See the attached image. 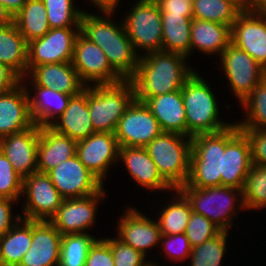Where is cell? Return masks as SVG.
Here are the masks:
<instances>
[{"instance_id":"60d3db41","label":"cell","mask_w":266,"mask_h":266,"mask_svg":"<svg viewBox=\"0 0 266 266\" xmlns=\"http://www.w3.org/2000/svg\"><path fill=\"white\" fill-rule=\"evenodd\" d=\"M23 179L15 172L7 157L0 151V197L20 199Z\"/></svg>"},{"instance_id":"c3c4849f","label":"cell","mask_w":266,"mask_h":266,"mask_svg":"<svg viewBox=\"0 0 266 266\" xmlns=\"http://www.w3.org/2000/svg\"><path fill=\"white\" fill-rule=\"evenodd\" d=\"M22 79L8 66L0 62V94L6 93L21 84Z\"/></svg>"},{"instance_id":"f35d334b","label":"cell","mask_w":266,"mask_h":266,"mask_svg":"<svg viewBox=\"0 0 266 266\" xmlns=\"http://www.w3.org/2000/svg\"><path fill=\"white\" fill-rule=\"evenodd\" d=\"M50 29L75 27L80 30V19L83 11L76 9L73 0H42Z\"/></svg>"},{"instance_id":"ba28073f","label":"cell","mask_w":266,"mask_h":266,"mask_svg":"<svg viewBox=\"0 0 266 266\" xmlns=\"http://www.w3.org/2000/svg\"><path fill=\"white\" fill-rule=\"evenodd\" d=\"M123 21L135 53L162 51V17L156 0H138Z\"/></svg>"},{"instance_id":"1f68e13d","label":"cell","mask_w":266,"mask_h":266,"mask_svg":"<svg viewBox=\"0 0 266 266\" xmlns=\"http://www.w3.org/2000/svg\"><path fill=\"white\" fill-rule=\"evenodd\" d=\"M162 51L188 57L193 16L161 14Z\"/></svg>"},{"instance_id":"d6a6232c","label":"cell","mask_w":266,"mask_h":266,"mask_svg":"<svg viewBox=\"0 0 266 266\" xmlns=\"http://www.w3.org/2000/svg\"><path fill=\"white\" fill-rule=\"evenodd\" d=\"M14 23L27 43L43 37L50 30L42 0H28L14 16Z\"/></svg>"},{"instance_id":"7dc6e473","label":"cell","mask_w":266,"mask_h":266,"mask_svg":"<svg viewBox=\"0 0 266 266\" xmlns=\"http://www.w3.org/2000/svg\"><path fill=\"white\" fill-rule=\"evenodd\" d=\"M161 14L193 16L192 2L187 0H156Z\"/></svg>"},{"instance_id":"9c48e42d","label":"cell","mask_w":266,"mask_h":266,"mask_svg":"<svg viewBox=\"0 0 266 266\" xmlns=\"http://www.w3.org/2000/svg\"><path fill=\"white\" fill-rule=\"evenodd\" d=\"M224 72L237 99L242 102L266 77V70L232 42L220 56Z\"/></svg>"},{"instance_id":"9a60e30c","label":"cell","mask_w":266,"mask_h":266,"mask_svg":"<svg viewBox=\"0 0 266 266\" xmlns=\"http://www.w3.org/2000/svg\"><path fill=\"white\" fill-rule=\"evenodd\" d=\"M231 42L266 70V14L242 10L231 26Z\"/></svg>"},{"instance_id":"f6af8a7d","label":"cell","mask_w":266,"mask_h":266,"mask_svg":"<svg viewBox=\"0 0 266 266\" xmlns=\"http://www.w3.org/2000/svg\"><path fill=\"white\" fill-rule=\"evenodd\" d=\"M239 129L250 142L252 164L266 166V130Z\"/></svg>"},{"instance_id":"5bb4252c","label":"cell","mask_w":266,"mask_h":266,"mask_svg":"<svg viewBox=\"0 0 266 266\" xmlns=\"http://www.w3.org/2000/svg\"><path fill=\"white\" fill-rule=\"evenodd\" d=\"M64 199L81 198L99 192L103 183L90 172L77 155L47 172Z\"/></svg>"},{"instance_id":"b9f144b4","label":"cell","mask_w":266,"mask_h":266,"mask_svg":"<svg viewBox=\"0 0 266 266\" xmlns=\"http://www.w3.org/2000/svg\"><path fill=\"white\" fill-rule=\"evenodd\" d=\"M220 231L221 230L205 216L192 211L185 235L193 248L213 238Z\"/></svg>"},{"instance_id":"8d00e7d4","label":"cell","mask_w":266,"mask_h":266,"mask_svg":"<svg viewBox=\"0 0 266 266\" xmlns=\"http://www.w3.org/2000/svg\"><path fill=\"white\" fill-rule=\"evenodd\" d=\"M96 240L86 232L62 235L59 266H85L89 248Z\"/></svg>"},{"instance_id":"d590c367","label":"cell","mask_w":266,"mask_h":266,"mask_svg":"<svg viewBox=\"0 0 266 266\" xmlns=\"http://www.w3.org/2000/svg\"><path fill=\"white\" fill-rule=\"evenodd\" d=\"M238 206L239 209L255 210L266 207V166L252 164L245 179Z\"/></svg>"},{"instance_id":"cb8c5ba5","label":"cell","mask_w":266,"mask_h":266,"mask_svg":"<svg viewBox=\"0 0 266 266\" xmlns=\"http://www.w3.org/2000/svg\"><path fill=\"white\" fill-rule=\"evenodd\" d=\"M142 102H144L152 112L163 132L187 136V123L182 99V89L147 98Z\"/></svg>"},{"instance_id":"5b68a950","label":"cell","mask_w":266,"mask_h":266,"mask_svg":"<svg viewBox=\"0 0 266 266\" xmlns=\"http://www.w3.org/2000/svg\"><path fill=\"white\" fill-rule=\"evenodd\" d=\"M133 100L134 90L129 80L87 85V104L94 131L115 133L119 119Z\"/></svg>"},{"instance_id":"484cf974","label":"cell","mask_w":266,"mask_h":266,"mask_svg":"<svg viewBox=\"0 0 266 266\" xmlns=\"http://www.w3.org/2000/svg\"><path fill=\"white\" fill-rule=\"evenodd\" d=\"M119 159L128 173L142 187L151 190H170L173 187L161 176L145 147H119Z\"/></svg>"},{"instance_id":"9f6ffc18","label":"cell","mask_w":266,"mask_h":266,"mask_svg":"<svg viewBox=\"0 0 266 266\" xmlns=\"http://www.w3.org/2000/svg\"><path fill=\"white\" fill-rule=\"evenodd\" d=\"M147 266H157V265H156V263L154 265L153 263L149 262V264Z\"/></svg>"},{"instance_id":"83f0119b","label":"cell","mask_w":266,"mask_h":266,"mask_svg":"<svg viewBox=\"0 0 266 266\" xmlns=\"http://www.w3.org/2000/svg\"><path fill=\"white\" fill-rule=\"evenodd\" d=\"M231 43V26L200 19H192L190 52L194 48L205 54L222 52Z\"/></svg>"},{"instance_id":"d6986e66","label":"cell","mask_w":266,"mask_h":266,"mask_svg":"<svg viewBox=\"0 0 266 266\" xmlns=\"http://www.w3.org/2000/svg\"><path fill=\"white\" fill-rule=\"evenodd\" d=\"M61 233L50 221H32V242L19 266H59Z\"/></svg>"},{"instance_id":"e575fe53","label":"cell","mask_w":266,"mask_h":266,"mask_svg":"<svg viewBox=\"0 0 266 266\" xmlns=\"http://www.w3.org/2000/svg\"><path fill=\"white\" fill-rule=\"evenodd\" d=\"M178 197L177 200L166 206L158 218V225L163 235L185 233L192 213L191 205L186 197L175 189Z\"/></svg>"},{"instance_id":"4dcf8cb0","label":"cell","mask_w":266,"mask_h":266,"mask_svg":"<svg viewBox=\"0 0 266 266\" xmlns=\"http://www.w3.org/2000/svg\"><path fill=\"white\" fill-rule=\"evenodd\" d=\"M21 217L17 214L16 224L4 235H0V250L6 266H19L23 255L31 246L32 221Z\"/></svg>"},{"instance_id":"7402d4cb","label":"cell","mask_w":266,"mask_h":266,"mask_svg":"<svg viewBox=\"0 0 266 266\" xmlns=\"http://www.w3.org/2000/svg\"><path fill=\"white\" fill-rule=\"evenodd\" d=\"M119 222L118 239L124 244L133 247L144 256L146 250L160 243L162 233L157 221L139 213L134 207L125 211Z\"/></svg>"},{"instance_id":"74e56055","label":"cell","mask_w":266,"mask_h":266,"mask_svg":"<svg viewBox=\"0 0 266 266\" xmlns=\"http://www.w3.org/2000/svg\"><path fill=\"white\" fill-rule=\"evenodd\" d=\"M247 109L246 119L236 122L239 128L266 130V77L241 102Z\"/></svg>"},{"instance_id":"4fadbf2b","label":"cell","mask_w":266,"mask_h":266,"mask_svg":"<svg viewBox=\"0 0 266 266\" xmlns=\"http://www.w3.org/2000/svg\"><path fill=\"white\" fill-rule=\"evenodd\" d=\"M72 65L80 80L95 85L115 84L123 79L111 68L104 51L81 33L76 37Z\"/></svg>"},{"instance_id":"11a10c76","label":"cell","mask_w":266,"mask_h":266,"mask_svg":"<svg viewBox=\"0 0 266 266\" xmlns=\"http://www.w3.org/2000/svg\"><path fill=\"white\" fill-rule=\"evenodd\" d=\"M0 266H6L2 258L1 250H0Z\"/></svg>"},{"instance_id":"db71d44e","label":"cell","mask_w":266,"mask_h":266,"mask_svg":"<svg viewBox=\"0 0 266 266\" xmlns=\"http://www.w3.org/2000/svg\"><path fill=\"white\" fill-rule=\"evenodd\" d=\"M12 23H14V17L2 4H0V27Z\"/></svg>"},{"instance_id":"30bf717a","label":"cell","mask_w":266,"mask_h":266,"mask_svg":"<svg viewBox=\"0 0 266 266\" xmlns=\"http://www.w3.org/2000/svg\"><path fill=\"white\" fill-rule=\"evenodd\" d=\"M22 194L27 196L23 219L31 221H50L64 200L49 175L38 171L23 179Z\"/></svg>"},{"instance_id":"603a6c76","label":"cell","mask_w":266,"mask_h":266,"mask_svg":"<svg viewBox=\"0 0 266 266\" xmlns=\"http://www.w3.org/2000/svg\"><path fill=\"white\" fill-rule=\"evenodd\" d=\"M57 119L60 122H52L49 127L75 141L86 139L95 132L87 104V86L79 94L71 96L67 108L55 121Z\"/></svg>"},{"instance_id":"7bdbcfd3","label":"cell","mask_w":266,"mask_h":266,"mask_svg":"<svg viewBox=\"0 0 266 266\" xmlns=\"http://www.w3.org/2000/svg\"><path fill=\"white\" fill-rule=\"evenodd\" d=\"M111 247L114 266H147L145 256L118 238L104 239ZM146 261V262H145Z\"/></svg>"},{"instance_id":"277c9868","label":"cell","mask_w":266,"mask_h":266,"mask_svg":"<svg viewBox=\"0 0 266 266\" xmlns=\"http://www.w3.org/2000/svg\"><path fill=\"white\" fill-rule=\"evenodd\" d=\"M214 95L205 80L195 72L183 85L182 99L185 107L187 136L217 133L232 125V123L220 121L218 103Z\"/></svg>"},{"instance_id":"f5cc1de1","label":"cell","mask_w":266,"mask_h":266,"mask_svg":"<svg viewBox=\"0 0 266 266\" xmlns=\"http://www.w3.org/2000/svg\"><path fill=\"white\" fill-rule=\"evenodd\" d=\"M28 0H0L2 4L14 17Z\"/></svg>"},{"instance_id":"816d5d0a","label":"cell","mask_w":266,"mask_h":266,"mask_svg":"<svg viewBox=\"0 0 266 266\" xmlns=\"http://www.w3.org/2000/svg\"><path fill=\"white\" fill-rule=\"evenodd\" d=\"M120 0H93V4L96 5L103 14L108 17L113 15L114 9L118 6Z\"/></svg>"},{"instance_id":"ac0fdd59","label":"cell","mask_w":266,"mask_h":266,"mask_svg":"<svg viewBox=\"0 0 266 266\" xmlns=\"http://www.w3.org/2000/svg\"><path fill=\"white\" fill-rule=\"evenodd\" d=\"M104 187L97 193L81 198L64 199L50 222L61 233H85L93 226L98 201L105 196Z\"/></svg>"},{"instance_id":"8fae6325","label":"cell","mask_w":266,"mask_h":266,"mask_svg":"<svg viewBox=\"0 0 266 266\" xmlns=\"http://www.w3.org/2000/svg\"><path fill=\"white\" fill-rule=\"evenodd\" d=\"M162 132L145 103L133 100L119 119L115 137L119 147H145Z\"/></svg>"},{"instance_id":"7a4b0ae2","label":"cell","mask_w":266,"mask_h":266,"mask_svg":"<svg viewBox=\"0 0 266 266\" xmlns=\"http://www.w3.org/2000/svg\"><path fill=\"white\" fill-rule=\"evenodd\" d=\"M121 23L119 27L106 16L98 17L83 11L80 33L104 51L111 68L123 80H129L137 70L139 53H135Z\"/></svg>"},{"instance_id":"6da1fadb","label":"cell","mask_w":266,"mask_h":266,"mask_svg":"<svg viewBox=\"0 0 266 266\" xmlns=\"http://www.w3.org/2000/svg\"><path fill=\"white\" fill-rule=\"evenodd\" d=\"M186 58L165 51L140 55L137 70L129 79L134 100L142 102L147 98L181 90L195 72L185 65Z\"/></svg>"},{"instance_id":"e0dca14e","label":"cell","mask_w":266,"mask_h":266,"mask_svg":"<svg viewBox=\"0 0 266 266\" xmlns=\"http://www.w3.org/2000/svg\"><path fill=\"white\" fill-rule=\"evenodd\" d=\"M39 136L40 126L34 124L26 130L0 138V151L22 179L37 172Z\"/></svg>"},{"instance_id":"2e32d148","label":"cell","mask_w":266,"mask_h":266,"mask_svg":"<svg viewBox=\"0 0 266 266\" xmlns=\"http://www.w3.org/2000/svg\"><path fill=\"white\" fill-rule=\"evenodd\" d=\"M76 155L103 183L109 165L119 160V145L115 133L94 132L88 138L77 141Z\"/></svg>"},{"instance_id":"681fc988","label":"cell","mask_w":266,"mask_h":266,"mask_svg":"<svg viewBox=\"0 0 266 266\" xmlns=\"http://www.w3.org/2000/svg\"><path fill=\"white\" fill-rule=\"evenodd\" d=\"M14 201L16 202V200L0 197V235H4L15 225L11 213V203Z\"/></svg>"},{"instance_id":"f907efd6","label":"cell","mask_w":266,"mask_h":266,"mask_svg":"<svg viewBox=\"0 0 266 266\" xmlns=\"http://www.w3.org/2000/svg\"><path fill=\"white\" fill-rule=\"evenodd\" d=\"M242 8L248 12L266 14V0H242Z\"/></svg>"},{"instance_id":"7c38bea8","label":"cell","mask_w":266,"mask_h":266,"mask_svg":"<svg viewBox=\"0 0 266 266\" xmlns=\"http://www.w3.org/2000/svg\"><path fill=\"white\" fill-rule=\"evenodd\" d=\"M80 30L72 27L50 29L43 37L28 42L27 75L35 67L50 63L71 62Z\"/></svg>"},{"instance_id":"d4e9b609","label":"cell","mask_w":266,"mask_h":266,"mask_svg":"<svg viewBox=\"0 0 266 266\" xmlns=\"http://www.w3.org/2000/svg\"><path fill=\"white\" fill-rule=\"evenodd\" d=\"M77 141L57 133L49 126L40 127L37 147V171L47 173L76 155Z\"/></svg>"},{"instance_id":"836d02e7","label":"cell","mask_w":266,"mask_h":266,"mask_svg":"<svg viewBox=\"0 0 266 266\" xmlns=\"http://www.w3.org/2000/svg\"><path fill=\"white\" fill-rule=\"evenodd\" d=\"M193 19L229 25L243 10L242 0H195L192 3Z\"/></svg>"},{"instance_id":"f546056e","label":"cell","mask_w":266,"mask_h":266,"mask_svg":"<svg viewBox=\"0 0 266 266\" xmlns=\"http://www.w3.org/2000/svg\"><path fill=\"white\" fill-rule=\"evenodd\" d=\"M28 43L15 23L0 27V62L21 79L27 76Z\"/></svg>"},{"instance_id":"3957f363","label":"cell","mask_w":266,"mask_h":266,"mask_svg":"<svg viewBox=\"0 0 266 266\" xmlns=\"http://www.w3.org/2000/svg\"><path fill=\"white\" fill-rule=\"evenodd\" d=\"M237 124L217 133L191 137L190 171L186 184L194 188L221 186L222 154L226 143L239 131Z\"/></svg>"},{"instance_id":"ab89813d","label":"cell","mask_w":266,"mask_h":266,"mask_svg":"<svg viewBox=\"0 0 266 266\" xmlns=\"http://www.w3.org/2000/svg\"><path fill=\"white\" fill-rule=\"evenodd\" d=\"M228 231H220L213 238L195 246L191 251V266H221V260L226 253Z\"/></svg>"},{"instance_id":"ee69618b","label":"cell","mask_w":266,"mask_h":266,"mask_svg":"<svg viewBox=\"0 0 266 266\" xmlns=\"http://www.w3.org/2000/svg\"><path fill=\"white\" fill-rule=\"evenodd\" d=\"M161 241L164 245L162 249L165 250L166 256L170 257V259L182 261L187 257L190 258L192 247L185 233L172 235L162 234Z\"/></svg>"},{"instance_id":"bcb514c9","label":"cell","mask_w":266,"mask_h":266,"mask_svg":"<svg viewBox=\"0 0 266 266\" xmlns=\"http://www.w3.org/2000/svg\"><path fill=\"white\" fill-rule=\"evenodd\" d=\"M85 266H114L110 245L104 239H98L89 248Z\"/></svg>"},{"instance_id":"4316f807","label":"cell","mask_w":266,"mask_h":266,"mask_svg":"<svg viewBox=\"0 0 266 266\" xmlns=\"http://www.w3.org/2000/svg\"><path fill=\"white\" fill-rule=\"evenodd\" d=\"M37 86L54 88L57 91L74 96L85 89L72 62L50 63L35 66L30 72Z\"/></svg>"},{"instance_id":"44dd1931","label":"cell","mask_w":266,"mask_h":266,"mask_svg":"<svg viewBox=\"0 0 266 266\" xmlns=\"http://www.w3.org/2000/svg\"><path fill=\"white\" fill-rule=\"evenodd\" d=\"M28 89L18 84L12 90L0 94V138L32 127Z\"/></svg>"},{"instance_id":"ffe728a7","label":"cell","mask_w":266,"mask_h":266,"mask_svg":"<svg viewBox=\"0 0 266 266\" xmlns=\"http://www.w3.org/2000/svg\"><path fill=\"white\" fill-rule=\"evenodd\" d=\"M251 166L250 142L239 130L226 143L222 154L221 185L242 190Z\"/></svg>"},{"instance_id":"52a82bcc","label":"cell","mask_w":266,"mask_h":266,"mask_svg":"<svg viewBox=\"0 0 266 266\" xmlns=\"http://www.w3.org/2000/svg\"><path fill=\"white\" fill-rule=\"evenodd\" d=\"M177 190L189 201L194 213L205 216L221 231H227L229 226L233 225L230 220L233 213L237 214L235 212L237 210V208L235 209L236 196L237 194L242 196L241 189L222 185L194 188L184 184ZM233 191H236V194Z\"/></svg>"},{"instance_id":"f1b7e54d","label":"cell","mask_w":266,"mask_h":266,"mask_svg":"<svg viewBox=\"0 0 266 266\" xmlns=\"http://www.w3.org/2000/svg\"><path fill=\"white\" fill-rule=\"evenodd\" d=\"M32 86L35 88L36 95L31 96L28 92L31 118L40 127L49 126L53 122L51 119L56 120L67 108L71 95L54 88L37 86L34 82Z\"/></svg>"},{"instance_id":"8992f818","label":"cell","mask_w":266,"mask_h":266,"mask_svg":"<svg viewBox=\"0 0 266 266\" xmlns=\"http://www.w3.org/2000/svg\"><path fill=\"white\" fill-rule=\"evenodd\" d=\"M145 148L161 176L173 187L172 191L186 184L190 171L191 137L162 132Z\"/></svg>"}]
</instances>
